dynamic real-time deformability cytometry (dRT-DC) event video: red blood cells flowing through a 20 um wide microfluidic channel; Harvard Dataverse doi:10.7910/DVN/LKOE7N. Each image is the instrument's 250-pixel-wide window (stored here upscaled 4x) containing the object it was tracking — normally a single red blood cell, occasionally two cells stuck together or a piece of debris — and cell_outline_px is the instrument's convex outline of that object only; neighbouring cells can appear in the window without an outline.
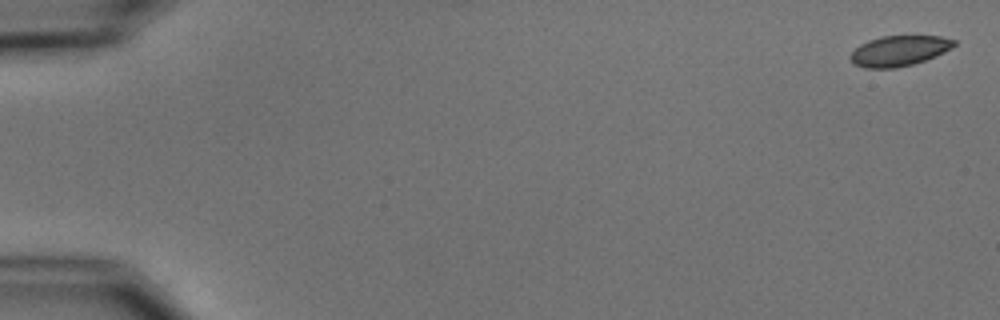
{"species": "common noctule bat (a hibernating species)", "species_latin": "Nyctalus noctula", "temperature_condition": "cold", "stored_images_in_passage": 7, "camera_frame_rate_fps": 3000, "um_per_image_px": 0.085, "animal": {"sex": "male", "body_mass_g": 15.6}, "frame": {"image": 1, "passage_image": 1, "time_ms": 0.0, "image_size_px": [1000, 320], "cell_outline_px": [[956, 44], [952, 48], [936, 56], [912, 64], [896, 68], [864, 68], [852, 64], [848, 56], [860, 44], [868, 40], [880, 36], [940, 36], [956, 40]], "centroid_in_image_um": [76.4, 4.32], "position_along_channel_um": 8.6, "area_um2": 18.5}}
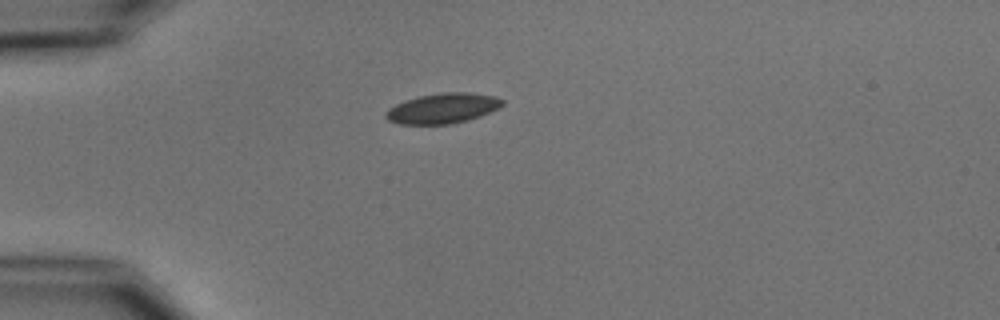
{"frame": {"image": 2, "passage_image": 5, "time_ms": 4.667, "image_size_px": [1000, 320], "cell_outline_px": [[504, 104], [480, 116], [468, 120], [452, 124], [400, 124], [388, 120], [384, 116], [384, 112], [388, 108], [404, 100], [420, 96], [440, 92], [468, 92], [496, 96], [504, 100]], "centroid_in_image_um": [37.6, 9.2], "position_along_channel_um": 47.4, "area_um2": 20.58}}